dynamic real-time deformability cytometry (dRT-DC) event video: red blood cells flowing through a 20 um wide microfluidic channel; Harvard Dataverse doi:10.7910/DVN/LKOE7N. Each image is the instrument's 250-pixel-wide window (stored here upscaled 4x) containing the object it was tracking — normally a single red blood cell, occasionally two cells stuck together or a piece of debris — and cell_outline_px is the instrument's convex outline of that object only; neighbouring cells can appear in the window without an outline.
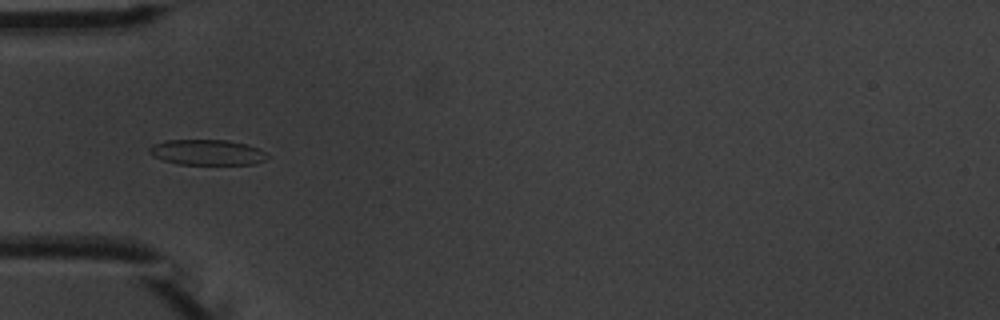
{"species": "common noctule bat (a hibernating species)", "species_latin": "Nyctalus noctula", "temperature_condition": "warm", "stored_images_in_passage": 6, "camera_frame_rate_fps": 3000, "um_per_image_px": 0.085, "animal": {"sex": "male", "body_mass_g": 20.1, "forearm_length_mm": 53.5}, "frame": {"image": 1, "passage_image": 4, "time_ms": 4.667, "image_size_px": [1000, 320], "cell_outline_px": [[268, 156], [264, 160], [252, 164], [176, 164], [152, 156], [148, 152], [148, 148], [152, 144], [164, 140], [228, 140], [248, 144], [264, 152]], "centroid_in_image_um": [17.54, 12.94], "position_along_channel_um": 67.5, "area_um2": 17.51}}
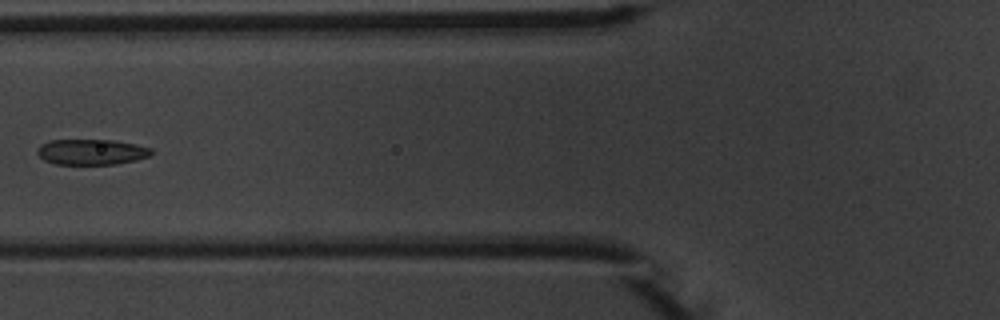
{"frame": {"image": 2, "passage_image": 5, "time_ms": 6.0, "image_size_px": [1000, 320], "cell_outline_px": [[156, 152], [152, 156], [136, 160], [116, 164], [56, 164], [44, 160], [36, 152], [36, 148], [40, 144], [48, 140], [116, 140], [136, 144], [152, 148]], "centroid_in_image_um": [7.82, 12.91], "position_along_channel_um": 118.0, "area_um2": 17.34}}
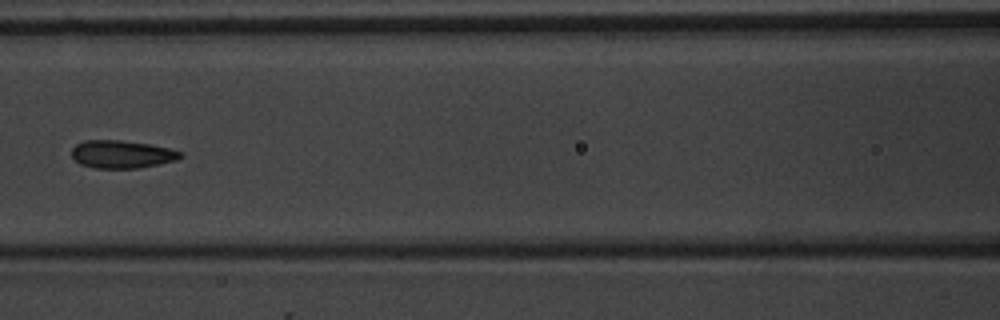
{"frame": {"image": 3, "passage_image": 6, "time_ms": 7.0, "image_size_px": [1000, 320], "cell_outline_px": [[184, 156], [176, 160], [136, 168], [96, 168], [80, 164], [72, 156], [72, 148], [76, 144], [84, 140], [120, 140], [152, 144], [168, 148], [180, 152]], "centroid_in_image_um": [10.34, 13.1], "position_along_channel_um": 156.3, "area_um2": 17.51}}